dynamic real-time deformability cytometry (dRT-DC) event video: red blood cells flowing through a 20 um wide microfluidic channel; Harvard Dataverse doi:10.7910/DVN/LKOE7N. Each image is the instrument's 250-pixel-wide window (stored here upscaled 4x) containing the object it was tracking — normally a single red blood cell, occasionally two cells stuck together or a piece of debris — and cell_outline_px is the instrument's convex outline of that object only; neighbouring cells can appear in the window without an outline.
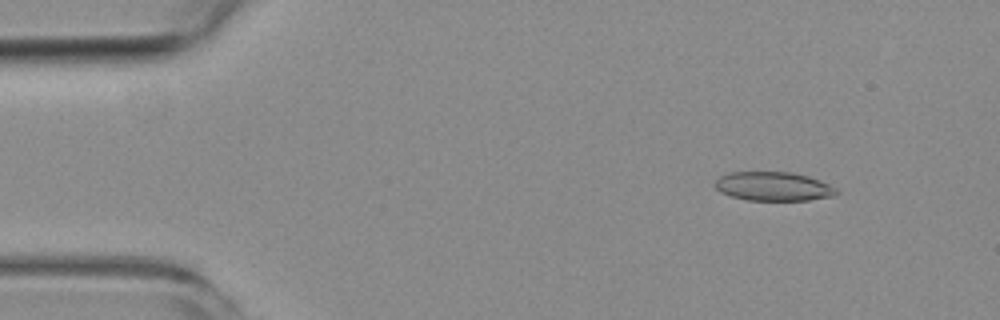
{"species": "common noctule bat (a hibernating species)", "species_latin": "Nyctalus noctula", "temperature_condition": "room temperature", "stored_images_in_passage": 3, "camera_frame_rate_fps": 3000, "um_per_image_px": 0.085, "animal": {"sex": "female", "body_mass_g": 19.3, "forearm_length_mm": 54.1}, "frame": {"image": 1, "passage_image": 1, "time_ms": 0.0, "image_size_px": [1000, 320], "cell_outline_px": [[840, 192], [836, 196], [808, 200], [748, 200], [732, 196], [720, 192], [712, 184], [720, 176], [728, 172], [792, 172], [808, 176], [820, 180], [836, 188]], "centroid_in_image_um": [65.75, 15.84], "position_along_channel_um": 19.3, "area_um2": 20.63}}